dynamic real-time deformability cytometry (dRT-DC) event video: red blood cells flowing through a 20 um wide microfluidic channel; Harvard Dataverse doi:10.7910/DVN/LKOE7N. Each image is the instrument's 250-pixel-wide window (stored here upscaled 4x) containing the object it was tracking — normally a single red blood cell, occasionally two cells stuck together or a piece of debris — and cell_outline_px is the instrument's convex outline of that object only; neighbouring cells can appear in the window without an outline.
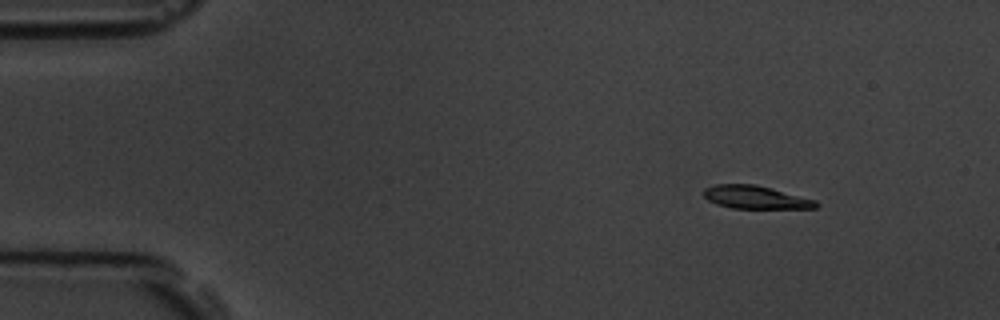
{"species": "common noctule bat (a hibernating species)", "species_latin": "Nyctalus noctula", "temperature_condition": "room temperature", "stored_images_in_passage": 9, "camera_frame_rate_fps": 3000, "um_per_image_px": 0.085, "animal": {"sex": "male", "body_mass_g": 19.5, "forearm_length_mm": 54.6}, "frame": {"image": 1, "passage_image": 2, "time_ms": 1.333, "image_size_px": [1000, 320], "cell_outline_px": [[820, 204], [816, 208], [732, 208], [716, 204], [708, 200], [704, 196], [704, 188], [716, 184], [756, 184], [772, 188], [816, 200]], "centroid_in_image_um": [64.22, 16.76], "position_along_channel_um": 20.8, "area_um2": 15.09}}
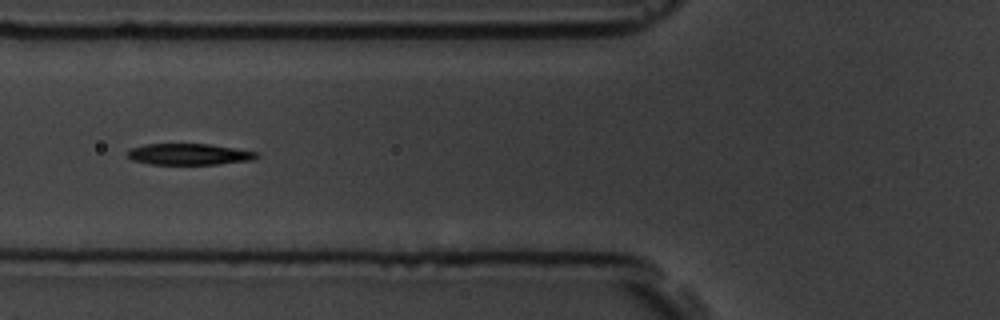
{"frame": {"image": 2, "passage_image": 6, "time_ms": 6.0, "image_size_px": [1000, 320], "cell_outline_px": [[260, 156], [252, 160], [216, 164], [148, 164], [132, 160], [128, 156], [128, 148], [144, 144], [208, 144], [256, 152]], "centroid_in_image_um": [16.01, 13.11], "position_along_channel_um": 109.8, "area_um2": 15.9}}
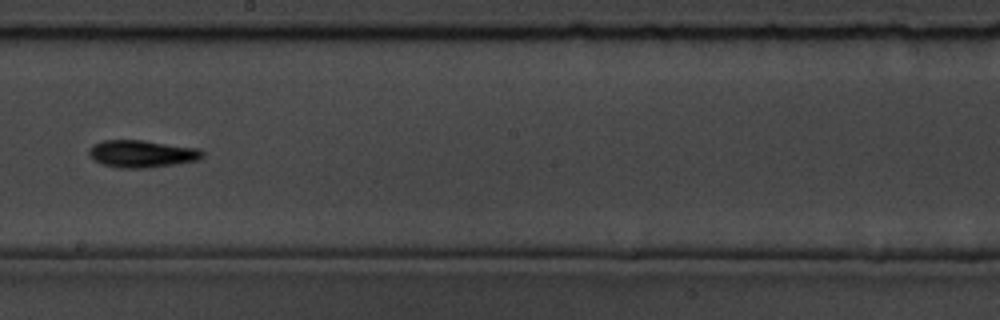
{"frame": {"image": 3, "passage_image": 9, "time_ms": 9.333, "image_size_px": [1000, 320], "cell_outline_px": [[204, 156], [196, 160], [148, 168], [120, 168], [104, 164], [92, 160], [88, 156], [88, 148], [92, 144], [104, 140], [144, 140], [200, 148], [204, 152]], "centroid_in_image_um": [12.02, 13.06], "position_along_channel_um": 236.2, "area_um2": 18.21}}